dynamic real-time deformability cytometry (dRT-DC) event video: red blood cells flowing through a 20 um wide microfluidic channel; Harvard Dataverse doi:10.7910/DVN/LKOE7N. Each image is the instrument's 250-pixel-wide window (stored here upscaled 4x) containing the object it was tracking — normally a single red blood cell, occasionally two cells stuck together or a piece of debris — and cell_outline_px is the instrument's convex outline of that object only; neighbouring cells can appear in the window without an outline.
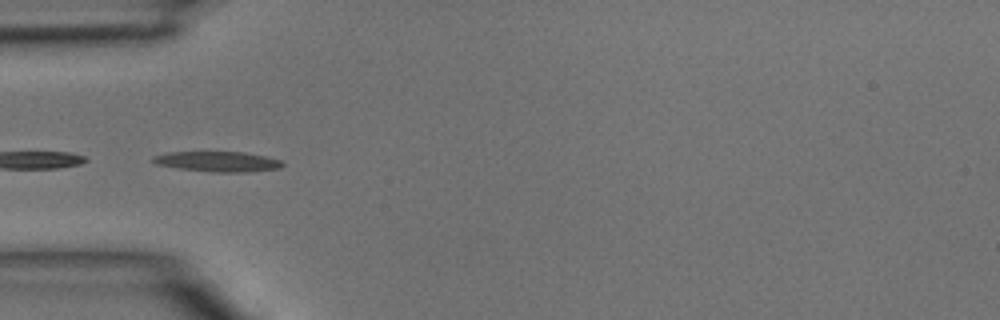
{"species": "common noctule bat (a hibernating species)", "species_latin": "Nyctalus noctula", "temperature_condition": "room temperature", "stored_images_in_passage": 3, "camera_frame_rate_fps": 3000, "um_per_image_px": 0.085, "animal": {"sex": "male", "body_mass_g": 15.6}, "frame": {"image": 1, "passage_image": 3, "time_ms": 0.667, "image_size_px": [1000, 320], "cell_outline_px": [[284, 164], [280, 168], [244, 172], [212, 172], [176, 168], [156, 164], [152, 160], [152, 156], [168, 152], [244, 152], [264, 156], [280, 160]], "centroid_in_image_um": [18.47, 13.73], "position_along_channel_um": 66.5, "area_um2": 15.2}}